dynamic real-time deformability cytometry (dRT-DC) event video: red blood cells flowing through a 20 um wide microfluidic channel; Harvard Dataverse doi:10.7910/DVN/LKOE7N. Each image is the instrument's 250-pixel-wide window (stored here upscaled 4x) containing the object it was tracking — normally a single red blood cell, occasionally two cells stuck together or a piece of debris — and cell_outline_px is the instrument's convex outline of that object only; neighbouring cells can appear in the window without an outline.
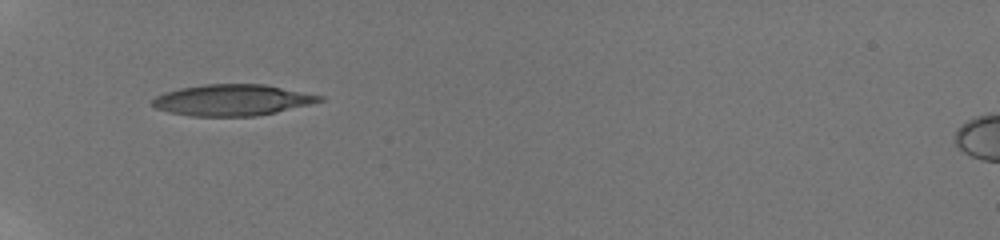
{"species": "human", "species_latin": "Homo sapiens", "temperature_condition": "room temperature", "stored_images_in_passage": 61, "camera_frame_rate_fps": 3000, "um_per_image_px": 0.085, "donor": {"sex": "male"}, "frame": {"image": 1, "passage_image": 1, "time_ms": 0.0, "image_size_px": [1000, 240], "cell_outline_px": [[324, 100], [276, 112], [256, 116], [192, 116], [168, 112], [156, 108], [152, 104], [152, 100], [156, 96], [164, 92], [180, 88], [204, 84], [264, 84], [324, 96]], "centroid_in_image_um": [19.71, 8.5], "position_along_channel_um": 65.3, "area_um2": 30.23}}
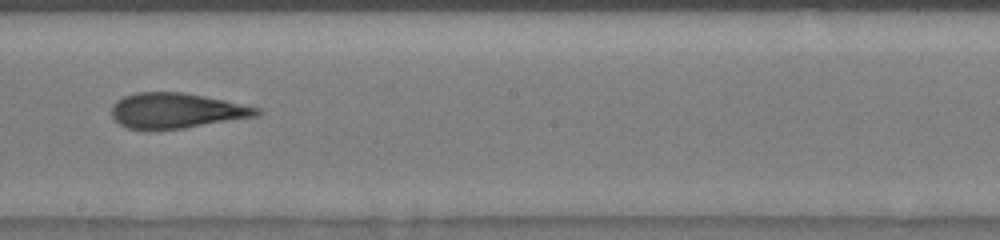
{"frame": {"image": 2, "passage_image": 26, "time_ms": 4.667, "image_size_px": [1000, 240], "cell_outline_px": [[264, 112], [256, 116], [184, 128], [144, 132], [128, 128], [120, 124], [112, 116], [112, 104], [116, 100], [124, 96], [136, 92], [184, 92], [224, 100], [260, 108]], "centroid_in_image_um": [14.95, 9.42], "position_along_channel_um": 233.3, "area_um2": 30.23}}
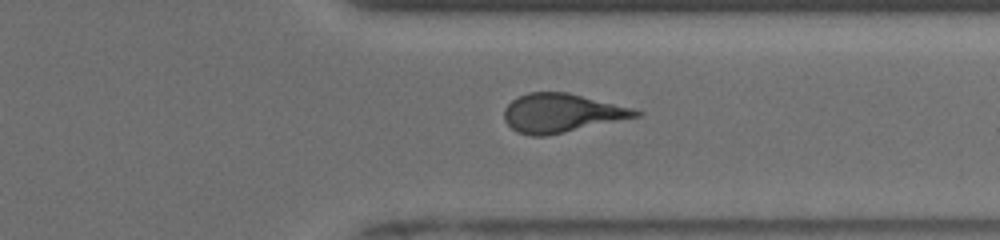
{"frame": {"image": 3, "passage_image": 41, "time_ms": 8.0, "image_size_px": [1000, 240], "cell_outline_px": [[644, 112], [640, 116], [564, 132], [544, 136], [532, 136], [516, 132], [504, 120], [504, 108], [512, 100], [528, 92], [568, 92], [632, 108]], "centroid_in_image_um": [47.71, 9.6], "position_along_channel_um": 363.7, "area_um2": 29.48}, "authors_computed_cell_mechanics": {"area_um2": 29.9404, "velocity_mm_per_s": 3.9146, "shape_relaxation_time_tau1_ms": 8.1279, "shape_relaxation_time_tau2_ms": 2.1726, "deformation_change_tau1": 0.233, "deformation_change_tau2": 0.1312}}